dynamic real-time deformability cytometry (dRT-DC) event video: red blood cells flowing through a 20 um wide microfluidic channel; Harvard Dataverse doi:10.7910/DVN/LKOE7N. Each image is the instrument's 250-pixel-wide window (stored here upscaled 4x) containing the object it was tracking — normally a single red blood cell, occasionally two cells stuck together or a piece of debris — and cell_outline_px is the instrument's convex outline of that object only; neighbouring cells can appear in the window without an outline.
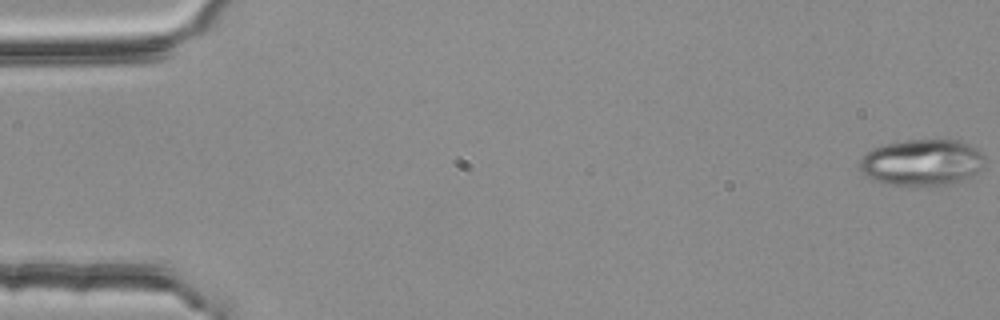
{"species": "common noctule bat (a hibernating species)", "species_latin": "Nyctalus noctula", "temperature_condition": "room temperature", "stored_images_in_passage": 55, "camera_frame_rate_fps": 3000, "um_per_image_px": 0.085, "animal": {"sex": "female", "body_mass_g": 25.1}, "frame": {"image": 1, "passage_image": 1, "time_ms": 0.0, "image_size_px": [1000, 320], "cell_outline_px": [[984, 164], [976, 172], [952, 184], [936, 188], [884, 184], [872, 180], [860, 172], [860, 160], [872, 148], [884, 144], [904, 140], [960, 140], [976, 148], [984, 156]], "centroid_in_image_um": [78.34, 13.84], "position_along_channel_um": 6.7, "area_um2": 34.39}}
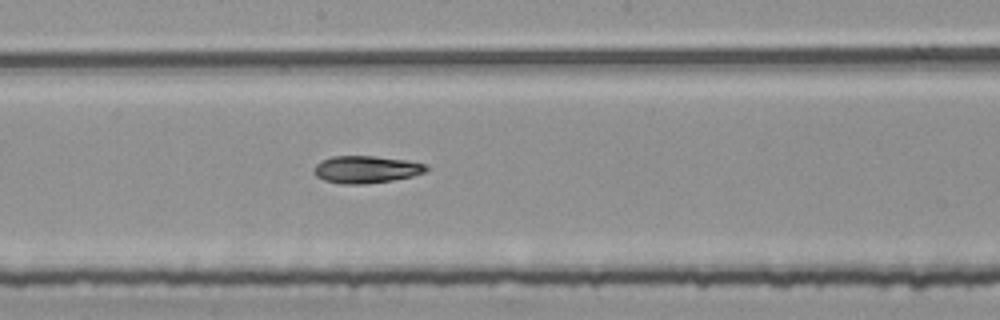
{"frame": {"image": 2, "passage_image": 30, "time_ms": 9.667, "image_size_px": [1000, 320], "cell_outline_px": [[428, 168], [424, 172], [412, 176], [392, 180], [364, 184], [340, 184], [324, 180], [316, 176], [312, 172], [312, 168], [320, 160], [332, 156], [372, 156], [404, 160], [428, 164]], "centroid_in_image_um": [31.06, 14.4], "position_along_channel_um": 217.1, "area_um2": 17.92}}
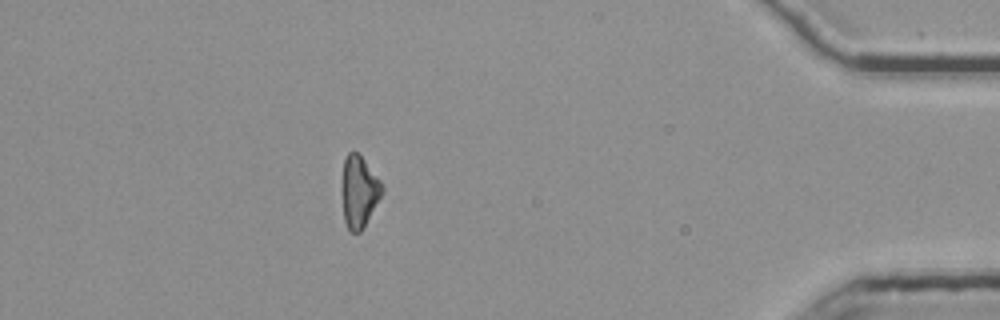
{"frame": {"image": 3, "passage_image": 49, "time_ms": 16.0, "image_size_px": [1000, 320], "cell_outline_px": [[384, 192], [360, 232], [348, 232], [344, 220], [340, 188], [344, 160], [348, 152], [352, 148], [360, 156], [380, 180], [384, 188]], "centroid_in_image_um": [30.48, 16.29], "position_along_channel_um": 404.7, "area_um2": 17.05}}